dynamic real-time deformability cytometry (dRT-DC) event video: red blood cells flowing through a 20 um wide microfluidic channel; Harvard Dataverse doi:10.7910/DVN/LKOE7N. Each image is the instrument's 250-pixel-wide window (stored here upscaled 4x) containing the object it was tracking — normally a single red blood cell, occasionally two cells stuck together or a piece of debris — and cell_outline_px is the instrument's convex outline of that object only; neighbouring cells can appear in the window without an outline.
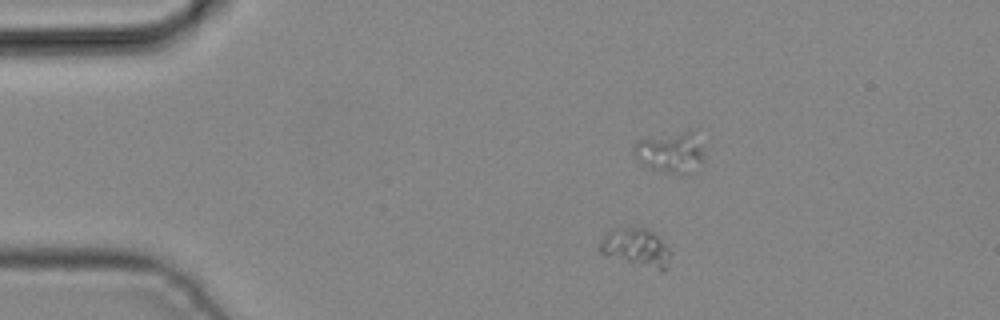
{"species": "common noctule bat (a hibernating species)", "species_latin": "Nyctalus noctula", "temperature_condition": "cold", "stored_images_in_passage": 3, "camera_frame_rate_fps": 3000, "um_per_image_px": 0.085, "animal": {"sex": "male", "body_mass_g": 19.2, "forearm_length_mm": 51.8}, "frame": {"image": 1, "passage_image": 2, "time_ms": 0.333, "image_size_px": [1000, 320], "cell_outline_px": [[668, 268], [664, 272], [660, 272], [600, 252], [600, 244], [604, 236], [612, 228], [644, 228], [656, 232], [668, 248]], "centroid_in_image_um": [54.12, 21.04], "position_along_channel_um": 30.9, "area_um2": 15.43}}